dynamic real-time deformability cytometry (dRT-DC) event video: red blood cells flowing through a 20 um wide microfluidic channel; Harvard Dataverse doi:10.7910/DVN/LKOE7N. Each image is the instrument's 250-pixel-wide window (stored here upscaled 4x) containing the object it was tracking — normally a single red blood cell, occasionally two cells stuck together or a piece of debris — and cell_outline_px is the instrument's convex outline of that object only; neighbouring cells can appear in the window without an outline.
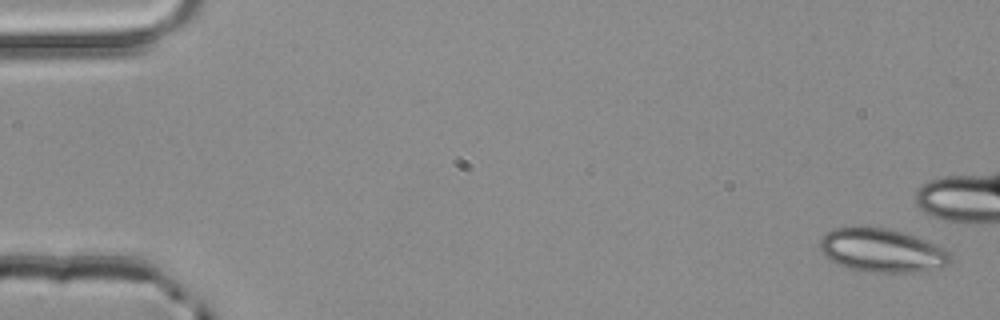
{"species": "common noctule bat (a hibernating species)", "species_latin": "Nyctalus noctula", "temperature_condition": "room temperature", "stored_images_in_passage": 6, "camera_frame_rate_fps": 3000, "um_per_image_px": 0.085, "animal": {"sex": "male", "body_mass_g": 20.4}, "frame": {"image": 1, "passage_image": 1, "time_ms": 0.0, "image_size_px": [1000, 320], "cell_outline_px": [[952, 260], [948, 264], [940, 268], [928, 272], [856, 272], [836, 264], [824, 256], [820, 252], [820, 240], [828, 232], [836, 228], [888, 228], [928, 240], [952, 252]], "centroid_in_image_um": [75.01, 21.33], "position_along_channel_um": 10.0, "area_um2": 33.58}}
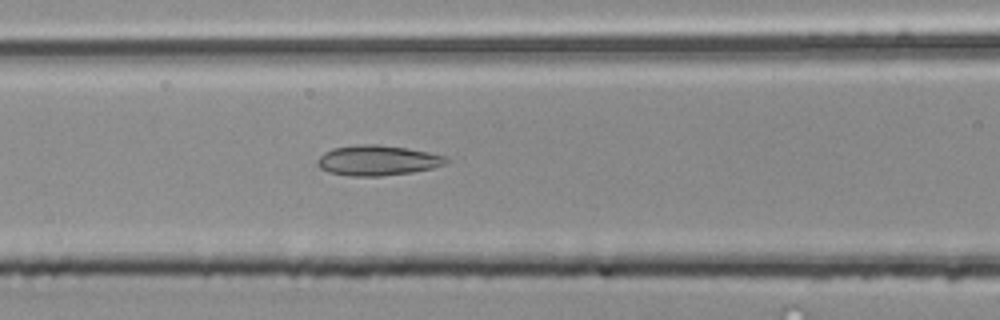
{"frame": {"image": 2, "passage_image": 6, "time_ms": 1.667, "image_size_px": [1000, 320], "cell_outline_px": [[452, 160], [444, 164], [432, 168], [412, 172], [380, 176], [348, 176], [328, 172], [320, 168], [316, 164], [316, 160], [324, 152], [332, 148], [360, 144], [376, 144], [404, 148], [428, 152], [444, 156]], "centroid_in_image_um": [32.05, 13.64], "position_along_channel_um": 134.5, "area_um2": 22.66}}